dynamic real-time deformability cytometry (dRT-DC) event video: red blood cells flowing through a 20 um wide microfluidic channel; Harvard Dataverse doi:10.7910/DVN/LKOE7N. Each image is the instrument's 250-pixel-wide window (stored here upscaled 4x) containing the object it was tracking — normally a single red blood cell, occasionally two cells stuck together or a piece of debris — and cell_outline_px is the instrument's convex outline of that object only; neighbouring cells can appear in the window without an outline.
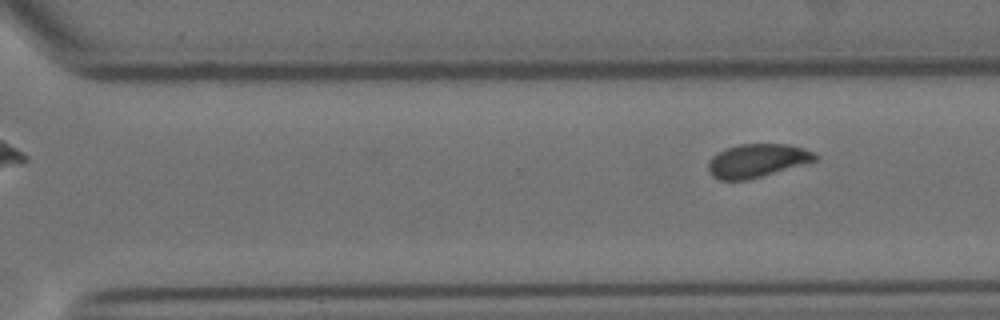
{"species": "Egyptian fruit bat (a non-hibernating species)", "species_latin": "Rousettus aegyptiacus", "temperature_condition": "cold", "stored_images_in_passage": 9, "segment_of_instrument_passage": [2, 2], "camera_frame_rate_fps": 3000, "um_per_image_px": 0.085, "animal": {"sex": "female"}, "frame": {"image": 1, "passage_image": 9, "time_ms": 9.667, "image_size_px": [1000, 320], "cell_outline_px": [[820, 156], [816, 160], [748, 180], [720, 180], [712, 176], [708, 172], [708, 160], [716, 152], [724, 148], [740, 144], [788, 144], [804, 148], [816, 152]], "centroid_in_image_um": [64.33, 13.64], "position_along_channel_um": 306.3, "area_um2": 20.98}}